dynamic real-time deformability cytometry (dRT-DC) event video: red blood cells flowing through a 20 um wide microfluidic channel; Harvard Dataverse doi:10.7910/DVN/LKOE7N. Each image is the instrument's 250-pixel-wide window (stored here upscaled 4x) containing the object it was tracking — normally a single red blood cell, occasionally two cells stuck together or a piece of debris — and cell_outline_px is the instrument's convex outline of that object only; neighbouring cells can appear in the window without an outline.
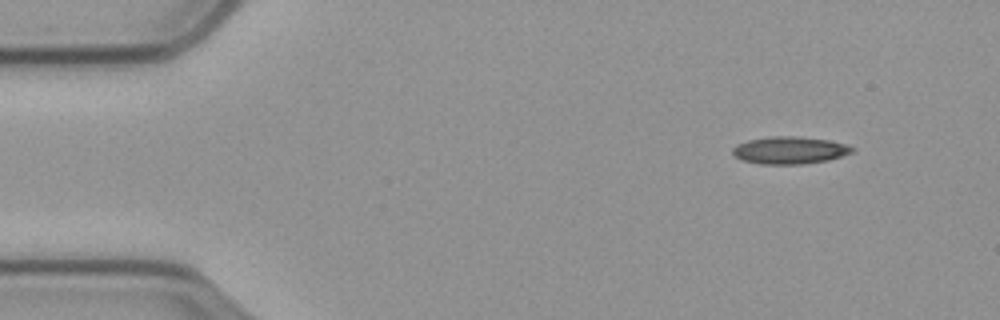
{"species": "common noctule bat (a hibernating species)", "species_latin": "Nyctalus noctula", "temperature_condition": "cold", "stored_images_in_passage": 53, "camera_frame_rate_fps": 3000, "um_per_image_px": 0.085, "animal": {"sex": "male", "body_mass_g": 23.1, "forearm_length_mm": 52.7}, "frame": {"image": 1, "passage_image": 1, "time_ms": 0.0, "image_size_px": [1000, 320], "cell_outline_px": [[856, 148], [852, 152], [828, 160], [800, 164], [760, 164], [740, 160], [732, 152], [732, 148], [736, 144], [748, 140], [772, 136], [792, 136], [828, 140], [844, 144]], "centroid_in_image_um": [67.08, 12.77], "position_along_channel_um": 17.9, "area_um2": 18.9}}
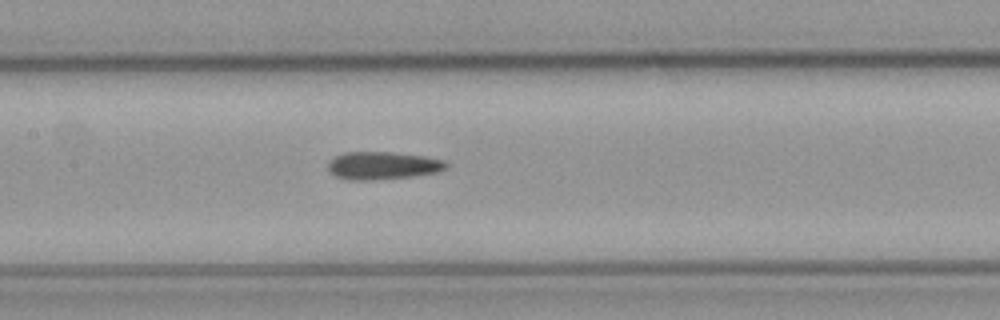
{"frame": {"image": 2, "passage_image": 22, "time_ms": 7.0, "image_size_px": [1000, 320], "cell_outline_px": [[448, 164], [440, 172], [416, 176], [372, 180], [348, 180], [336, 176], [328, 172], [328, 164], [336, 156], [344, 152], [388, 152], [424, 156], [444, 160]], "centroid_in_image_um": [32.53, 14.08], "position_along_channel_um": 174.9, "area_um2": 19.13}}
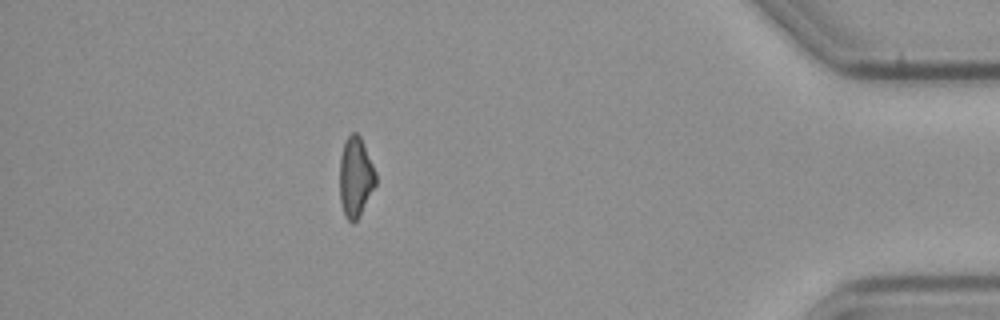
{"frame": {"image": 3, "passage_image": 46, "time_ms": 15.0, "image_size_px": [1000, 320], "cell_outline_px": [[376, 184], [356, 220], [352, 224], [344, 216], [340, 200], [340, 156], [344, 144], [348, 136], [352, 132], [356, 132], [360, 136], [376, 172]], "centroid_in_image_um": [30.21, 15.04], "position_along_channel_um": 405.0, "area_um2": 16.59}, "authors_computed_cell_mechanics": {"area_um2": 18.496, "velocity_mm_per_s": 3.5357, "shape_relaxation_time_tau1_ms": null, "shape_relaxation_time_tau2_ms": 10.7485, "deformation_change_tau1": null, "deformation_change_tau2": 0.2528}}